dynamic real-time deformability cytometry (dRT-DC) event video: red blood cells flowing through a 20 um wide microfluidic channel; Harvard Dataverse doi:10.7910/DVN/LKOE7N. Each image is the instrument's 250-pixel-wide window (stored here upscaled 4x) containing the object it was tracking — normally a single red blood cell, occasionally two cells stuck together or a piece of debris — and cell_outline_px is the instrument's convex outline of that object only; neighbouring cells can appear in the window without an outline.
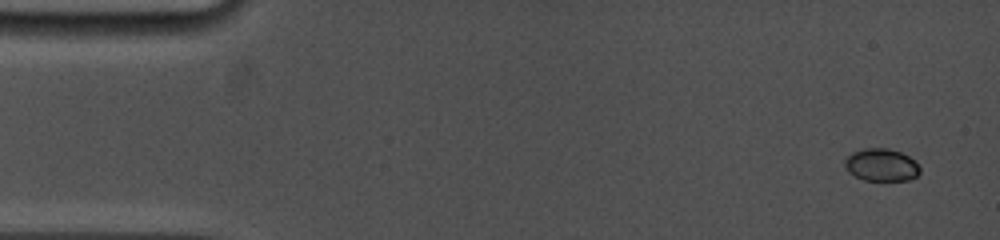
{"species": "common noctule bat (a hibernating species)", "species_latin": "Nyctalus noctula", "temperature_condition": "cold", "stored_images_in_passage": 40, "camera_frame_rate_fps": 5000, "um_per_image_px": 0.085, "animal": {"sex": "female", "body_mass_g": 19.0, "forearm_length_mm": 53.3}, "frame": {"image": 1, "passage_image": 1, "time_ms": 0.0, "image_size_px": [1000, 240], "cell_outline_px": [[920, 172], [916, 176], [908, 180], [864, 180], [848, 172], [844, 164], [844, 160], [852, 152], [864, 148], [888, 148], [900, 152], [908, 156], [920, 168]], "centroid_in_image_um": [74.89, 14.01], "position_along_channel_um": 10.1, "area_um2": 14.1}}
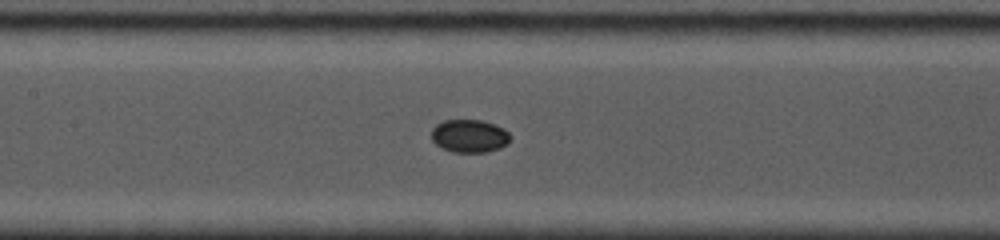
{"frame": {"image": 2, "passage_image": 18, "time_ms": 7.2, "image_size_px": [1000, 240], "cell_outline_px": [[512, 140], [508, 144], [500, 148], [488, 152], [452, 152], [436, 144], [432, 140], [432, 128], [436, 124], [444, 120], [480, 120], [504, 128], [512, 136]], "centroid_in_image_um": [39.94, 11.56], "position_along_channel_um": 167.5, "area_um2": 15.26}}
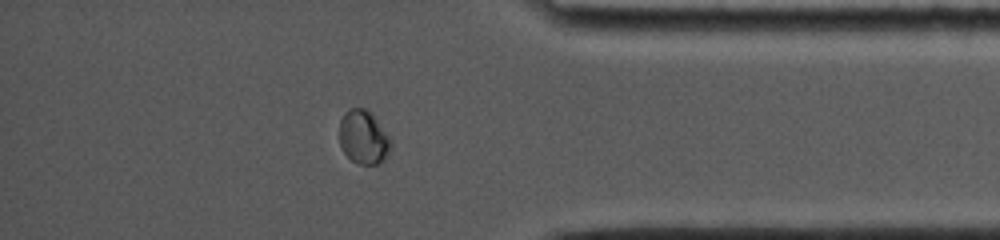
{"frame": {"image": 3, "passage_image": 34, "time_ms": 13.6, "image_size_px": [1000, 240], "cell_outline_px": [[392, 148], [388, 156], [384, 160], [376, 164], [360, 164], [352, 160], [340, 148], [340, 120], [344, 112], [348, 108], [364, 108], [372, 112], [392, 140]], "centroid_in_image_um": [30.92, 11.65], "position_along_channel_um": 404.3, "area_um2": 16.42}}